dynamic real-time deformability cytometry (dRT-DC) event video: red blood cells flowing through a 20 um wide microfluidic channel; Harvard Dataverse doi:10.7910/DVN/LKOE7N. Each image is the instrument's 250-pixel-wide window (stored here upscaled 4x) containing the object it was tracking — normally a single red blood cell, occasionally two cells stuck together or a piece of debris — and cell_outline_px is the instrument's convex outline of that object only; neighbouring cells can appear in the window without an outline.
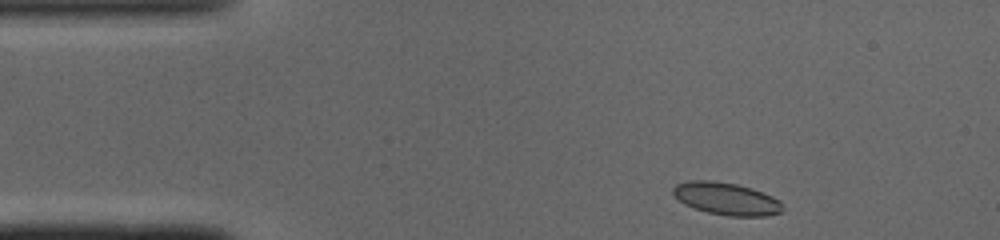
{"species": "common noctule bat (a hibernating species)", "species_latin": "Nyctalus noctula", "temperature_condition": "cold", "stored_images_in_passage": 44, "camera_frame_rate_fps": 3000, "um_per_image_px": 0.085, "animal": {"sex": "male", "body_mass_g": 19.0, "forearm_length_mm": 50.8}, "frame": {"image": 1, "passage_image": 2, "time_ms": 0.333, "image_size_px": [1000, 240], "cell_outline_px": [[780, 212], [764, 216], [728, 216], [708, 212], [684, 204], [672, 192], [672, 188], [676, 184], [688, 180], [712, 180], [736, 184], [752, 188], [764, 192], [780, 200]], "centroid_in_image_um": [61.71, 16.87], "position_along_channel_um": 23.3, "area_um2": 20.52}}
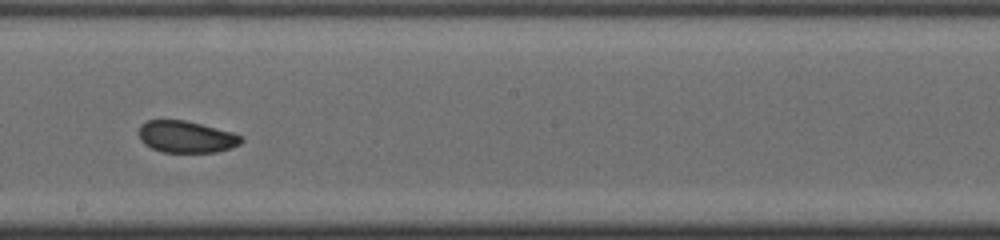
{"frame": {"image": 2, "passage_image": 22, "time_ms": 7.0, "image_size_px": [1000, 240], "cell_outline_px": [[244, 140], [240, 144], [232, 148], [216, 152], [160, 152], [144, 144], [140, 140], [136, 132], [140, 124], [148, 120], [184, 120], [232, 132], [244, 136]], "centroid_in_image_um": [15.81, 11.63], "position_along_channel_um": 232.4, "area_um2": 19.25}}
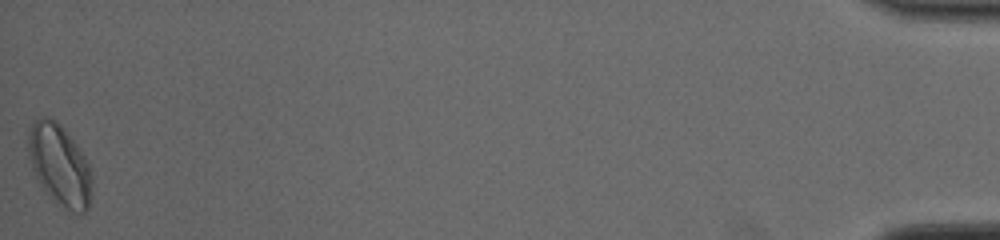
{"frame": {"image": 3, "passage_image": 44, "time_ms": 14.333, "image_size_px": [1000, 240], "cell_outline_px": [[92, 196], [88, 208], [80, 216], [64, 212], [52, 200], [40, 184], [32, 168], [28, 156], [28, 132], [32, 124], [36, 120], [44, 116], [48, 116], [56, 120], [64, 128], [84, 156], [92, 172]], "centroid_in_image_um": [5.09, 14.11], "position_along_channel_um": 430.1, "area_um2": 30.81}, "authors_computed_cell_mechanics": {"area_um2": 20.4323, "velocity_mm_per_s": 4.0843, "shape_relaxation_time_tau1_ms": null, "shape_relaxation_time_tau2_ms": 2.1344, "deformation_change_tau1": null, "deformation_change_tau2": 0.0662}}